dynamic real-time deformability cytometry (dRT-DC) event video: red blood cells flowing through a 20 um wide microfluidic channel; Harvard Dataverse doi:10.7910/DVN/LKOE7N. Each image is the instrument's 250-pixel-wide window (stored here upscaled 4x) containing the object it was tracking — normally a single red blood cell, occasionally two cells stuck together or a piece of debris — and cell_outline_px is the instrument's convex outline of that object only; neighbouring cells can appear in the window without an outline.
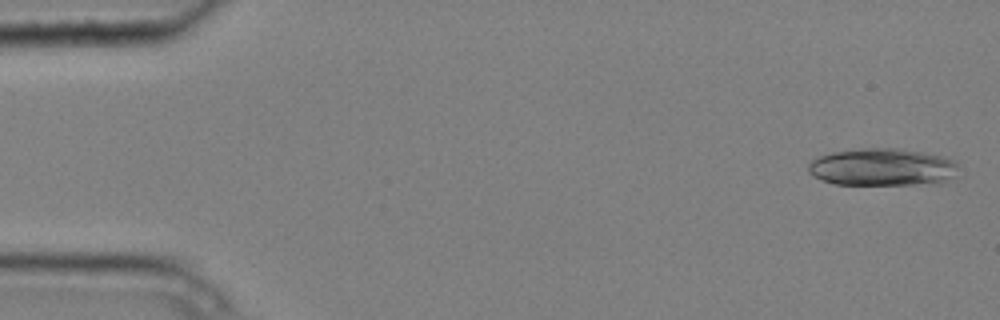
{"species": "common noctule bat (a hibernating species)", "species_latin": "Nyctalus noctula", "temperature_condition": "cold", "stored_images_in_passage": 4, "camera_frame_rate_fps": 3000, "um_per_image_px": 0.085, "animal": {"sex": "male", "body_mass_g": 20.4}, "frame": {"image": 1, "passage_image": 1, "time_ms": 0.0, "image_size_px": [1000, 320], "cell_outline_px": [[956, 176], [940, 184], [836, 184], [824, 180], [808, 172], [808, 164], [812, 160], [820, 156], [832, 152], [860, 148], [896, 148], [920, 152], [940, 156], [952, 160], [956, 164]], "centroid_in_image_um": [75.01, 14.21], "position_along_channel_um": 10.0, "area_um2": 32.54}}